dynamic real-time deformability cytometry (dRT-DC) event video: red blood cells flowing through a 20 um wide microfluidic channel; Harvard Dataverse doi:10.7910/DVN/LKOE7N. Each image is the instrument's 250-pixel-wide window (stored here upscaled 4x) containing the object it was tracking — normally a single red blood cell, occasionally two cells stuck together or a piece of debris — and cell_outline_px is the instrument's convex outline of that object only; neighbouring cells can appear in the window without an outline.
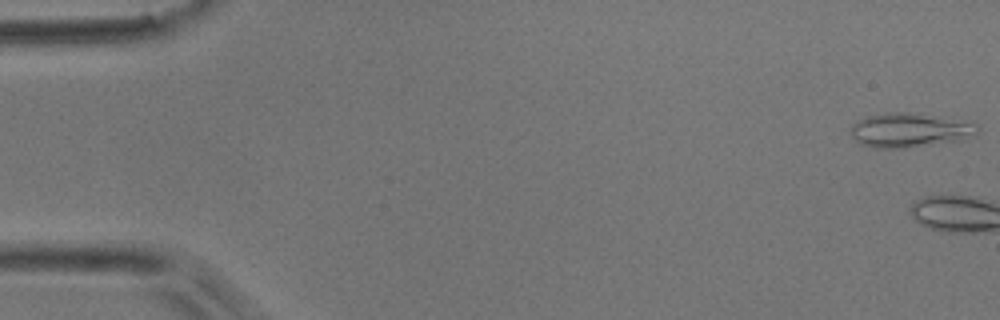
{"species": "common noctule bat (a hibernating species)", "species_latin": "Nyctalus noctula", "temperature_condition": "room temperature", "stored_images_in_passage": 4, "camera_frame_rate_fps": 3000, "um_per_image_px": 0.085, "animal": {"sex": "male", "body_mass_g": 17.9}, "frame": {"image": 1, "passage_image": 1, "time_ms": 0.0, "image_size_px": [1000, 320], "cell_outline_px": [[980, 128], [976, 136], [956, 140], [904, 148], [872, 148], [860, 144], [852, 136], [852, 124], [868, 116], [884, 112], [912, 112], [976, 124]], "centroid_in_image_um": [77.29, 11.06], "position_along_channel_um": 7.7, "area_um2": 24.91}}